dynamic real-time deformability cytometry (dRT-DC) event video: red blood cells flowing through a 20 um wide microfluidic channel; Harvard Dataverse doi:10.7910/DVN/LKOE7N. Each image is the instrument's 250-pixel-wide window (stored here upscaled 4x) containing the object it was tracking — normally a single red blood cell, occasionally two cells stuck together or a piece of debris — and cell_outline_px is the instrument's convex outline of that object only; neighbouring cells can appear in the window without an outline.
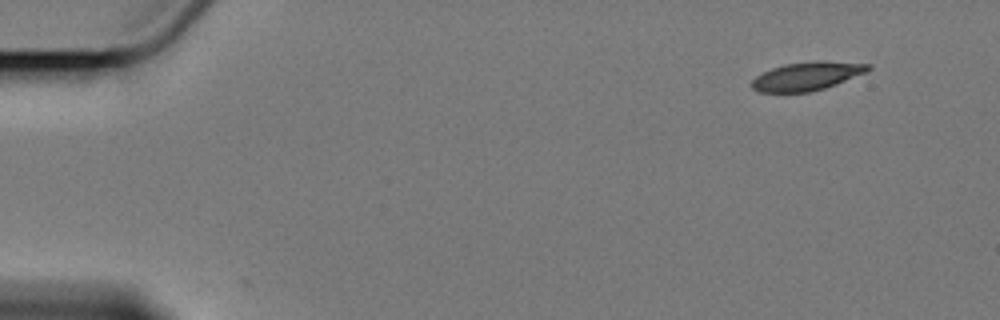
{"species": "Egyptian fruit bat (a non-hibernating species)", "species_latin": "Rousettus aegyptiacus", "temperature_condition": "cold", "stored_images_in_passage": 10, "camera_frame_rate_fps": 3000, "um_per_image_px": 0.085, "animal": {"sex": "female"}, "frame": {"image": 1, "passage_image": 1, "time_ms": 0.0, "image_size_px": [1000, 320], "cell_outline_px": [[872, 68], [864, 72], [836, 84], [824, 88], [808, 92], [760, 92], [752, 88], [752, 80], [756, 76], [772, 68], [784, 64], [812, 60], [824, 60], [872, 64]], "centroid_in_image_um": [68.6, 6.45], "position_along_channel_um": 16.4, "area_um2": 19.25}}
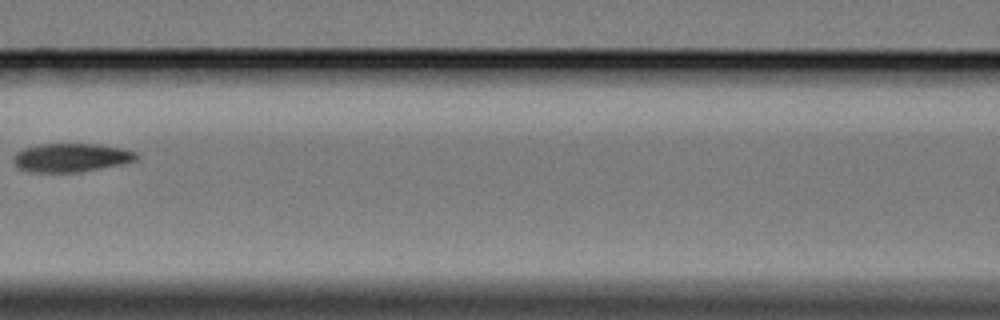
{"frame": {"image": 2, "passage_image": 7, "time_ms": 7.667, "image_size_px": [1000, 320], "cell_outline_px": [[140, 156], [136, 160], [120, 164], [80, 172], [28, 172], [20, 168], [12, 160], [16, 152], [24, 148], [40, 144], [96, 144], [120, 148], [136, 152]], "centroid_in_image_um": [6.03, 13.4], "position_along_channel_um": 160.6, "area_um2": 20.35}}
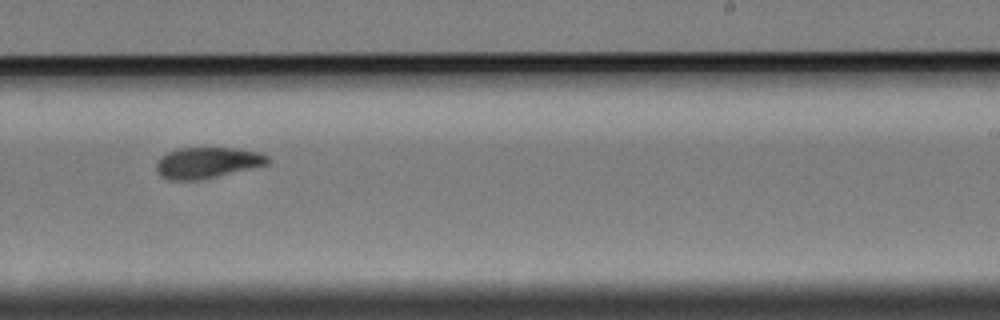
{"frame": {"image": 3, "passage_image": 10, "time_ms": 11.0, "image_size_px": [1000, 320], "cell_outline_px": [[272, 160], [268, 164], [252, 168], [200, 180], [168, 180], [160, 176], [156, 172], [156, 164], [160, 156], [176, 148], [236, 148], [260, 152], [268, 156]], "centroid_in_image_um": [17.6, 13.83], "position_along_channel_um": 271.4, "area_um2": 20.35}}